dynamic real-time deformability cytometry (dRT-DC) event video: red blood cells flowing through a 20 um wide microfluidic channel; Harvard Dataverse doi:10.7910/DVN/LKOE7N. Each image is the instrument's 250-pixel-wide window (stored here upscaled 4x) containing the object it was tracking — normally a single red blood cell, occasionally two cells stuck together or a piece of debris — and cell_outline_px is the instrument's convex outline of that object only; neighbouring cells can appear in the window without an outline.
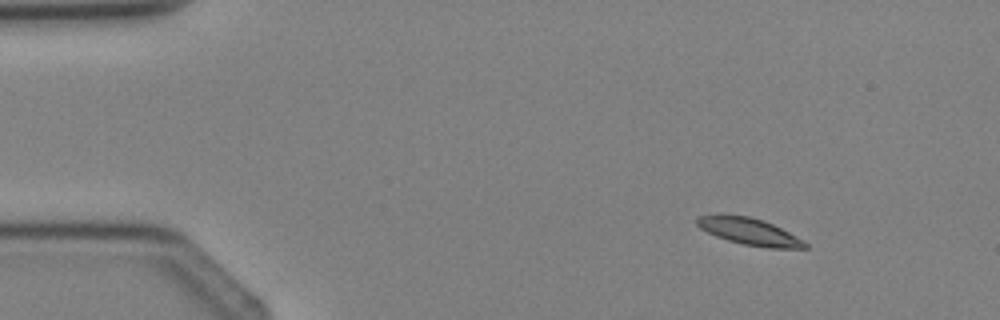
{"species": "Egyptian fruit bat (a non-hibernating species)", "species_latin": "Rousettus aegyptiacus", "temperature_condition": "cold", "stored_images_in_passage": 4, "camera_frame_rate_fps": 3000, "um_per_image_px": 0.085, "animal": {"sex": "female"}, "frame": {"image": 1, "passage_image": 2, "time_ms": 1.0, "image_size_px": [1000, 320], "cell_outline_px": [[808, 248], [768, 248], [744, 244], [728, 240], [716, 236], [700, 228], [696, 224], [696, 220], [700, 216], [748, 216], [764, 220], [788, 232], [808, 244]], "centroid_in_image_um": [63.72, 19.7], "position_along_channel_um": 21.3, "area_um2": 16.3}}